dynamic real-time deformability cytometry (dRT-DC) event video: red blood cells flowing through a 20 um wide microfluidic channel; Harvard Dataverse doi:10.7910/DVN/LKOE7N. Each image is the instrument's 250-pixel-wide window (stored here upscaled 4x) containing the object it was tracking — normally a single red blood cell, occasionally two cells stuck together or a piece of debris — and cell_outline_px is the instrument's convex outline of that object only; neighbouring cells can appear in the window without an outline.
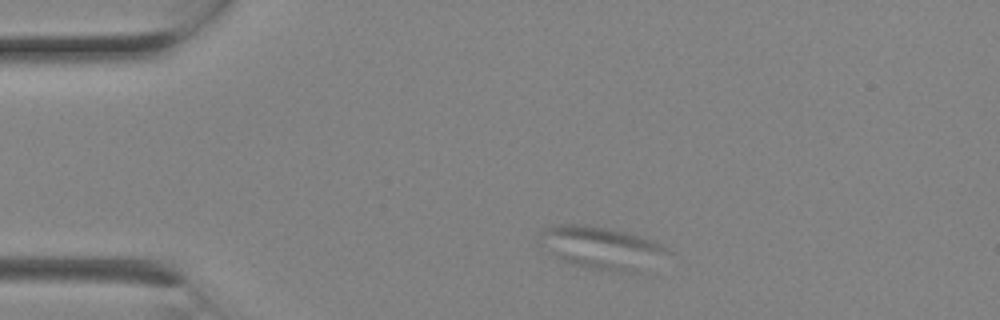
{"species": "Egyptian fruit bat (a non-hibernating species)", "species_latin": "Rousettus aegyptiacus", "temperature_condition": "room temperature", "stored_images_in_passage": 2, "camera_frame_rate_fps": 3000, "um_per_image_px": 0.085, "animal": {"sex": "female"}, "frame": {"image": 1, "passage_image": 1, "time_ms": 0.0, "image_size_px": [1000, 320], "cell_outline_px": [[668, 252], [624, 272], [620, 272], [588, 268], [564, 260], [540, 244], [540, 232], [544, 228], [552, 224], [584, 224], [624, 232], [640, 236], [652, 240], [660, 244]], "centroid_in_image_um": [50.94, 20.98], "position_along_channel_um": 34.1, "area_um2": 29.65}}
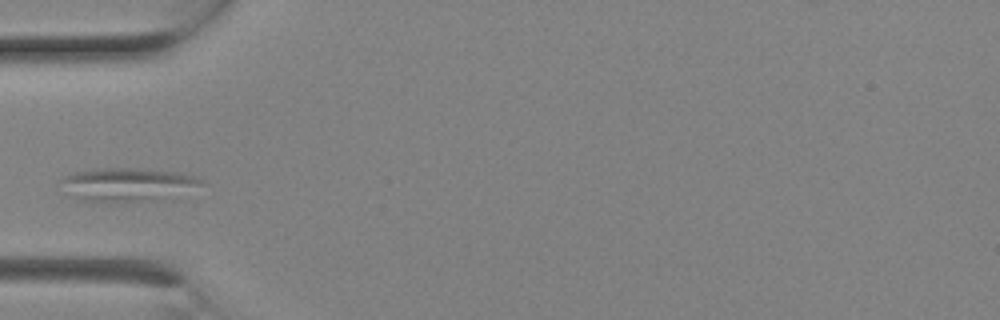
{"frame": {"image": 2, "passage_image": 2, "time_ms": 0.333, "image_size_px": [1000, 320], "cell_outline_px": [[208, 184], [140, 200], [76, 200], [60, 180], [64, 176], [76, 172], [100, 168], [136, 168], [176, 172], [196, 176], [204, 180]], "centroid_in_image_um": [10.79, 15.61], "position_along_channel_um": 74.2, "area_um2": 25.55}}